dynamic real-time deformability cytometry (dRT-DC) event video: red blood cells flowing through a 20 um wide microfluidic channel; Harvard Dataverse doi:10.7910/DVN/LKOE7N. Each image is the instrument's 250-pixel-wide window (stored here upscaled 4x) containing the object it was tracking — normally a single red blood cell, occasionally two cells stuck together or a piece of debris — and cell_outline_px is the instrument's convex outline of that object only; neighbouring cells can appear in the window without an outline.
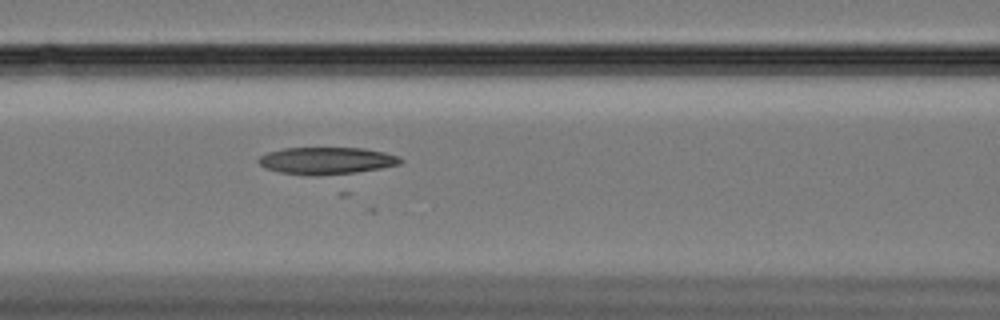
{"species": "Egyptian fruit bat (a non-hibernating species)", "species_latin": "Rousettus aegyptiacus", "temperature_condition": "cold", "stored_images_in_passage": 37, "camera_frame_rate_fps": 3000, "um_per_image_px": 0.085, "animal": {"sex": "female"}, "frame": {"image": 1, "passage_image": 10, "time_ms": 3.0, "image_size_px": [1000, 320], "cell_outline_px": [[400, 160], [396, 164], [344, 176], [284, 172], [268, 168], [260, 164], [260, 156], [272, 152], [288, 148], [360, 148], [380, 152], [396, 156]], "centroid_in_image_um": [27.79, 13.66], "position_along_channel_um": 138.8, "area_um2": 21.5}}
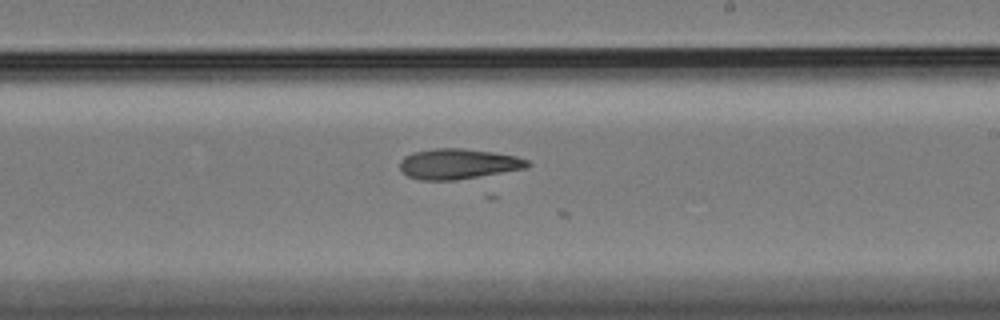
{"frame": {"image": 2, "passage_image": 20, "time_ms": 6.333, "image_size_px": [1000, 320], "cell_outline_px": [[528, 164], [520, 168], [476, 176], [448, 180], [428, 180], [408, 176], [400, 168], [400, 164], [408, 156], [416, 152], [440, 148], [456, 148], [488, 152], [512, 156], [528, 160]], "centroid_in_image_um": [38.88, 13.93], "position_along_channel_um": 250.1, "area_um2": 21.04}}
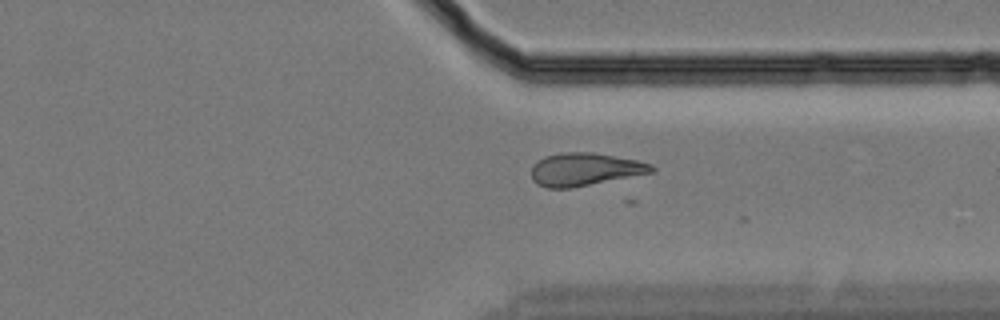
{"frame": {"image": 3, "passage_image": 30, "time_ms": 9.667, "image_size_px": [1000, 320], "cell_outline_px": [[656, 168], [652, 172], [568, 188], [552, 188], [540, 184], [532, 176], [532, 168], [540, 160], [548, 156], [572, 152], [580, 152], [636, 160], [648, 164]], "centroid_in_image_um": [49.71, 14.41], "position_along_channel_um": 361.7, "area_um2": 21.56}}